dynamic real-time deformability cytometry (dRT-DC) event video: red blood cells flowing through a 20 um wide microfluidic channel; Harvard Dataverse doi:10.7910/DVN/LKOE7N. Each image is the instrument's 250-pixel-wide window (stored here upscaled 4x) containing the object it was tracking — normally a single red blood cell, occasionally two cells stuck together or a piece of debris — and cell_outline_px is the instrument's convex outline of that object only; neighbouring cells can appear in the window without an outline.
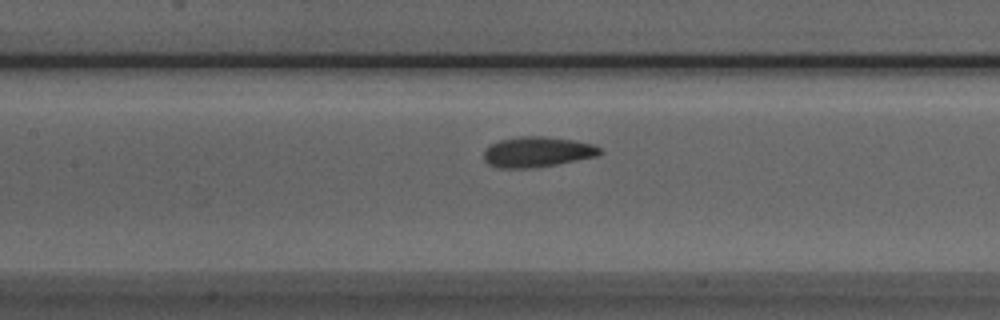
{"species": "Egyptian fruit bat (a non-hibernating species)", "species_latin": "Rousettus aegyptiacus", "temperature_condition": "room temperature", "stored_images_in_passage": 36, "camera_frame_rate_fps": 3000, "um_per_image_px": 0.085, "animal": {"sex": "male"}, "frame": {"image": 1, "passage_image": 8, "time_ms": 2.333, "image_size_px": [1000, 320], "cell_outline_px": [[604, 152], [596, 156], [556, 164], [532, 168], [500, 168], [488, 164], [484, 160], [484, 148], [500, 140], [520, 136], [540, 136], [572, 140], [592, 144], [600, 148]], "centroid_in_image_um": [45.64, 12.92], "position_along_channel_um": 161.8, "area_um2": 20.4}}
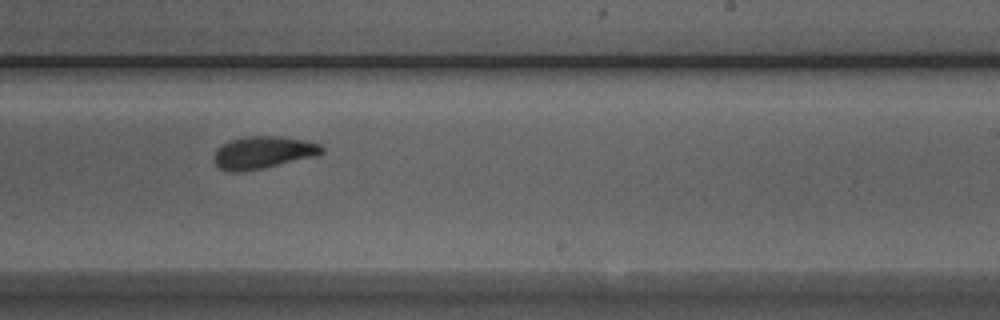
{"frame": {"image": 2, "passage_image": 16, "time_ms": 5.0, "image_size_px": [1000, 320], "cell_outline_px": [[324, 152], [316, 156], [264, 168], [240, 172], [228, 172], [220, 168], [212, 160], [212, 156], [216, 148], [220, 144], [228, 140], [244, 136], [280, 136], [304, 140], [320, 144], [324, 148]], "centroid_in_image_um": [22.3, 12.96], "position_along_channel_um": 266.7, "area_um2": 20.75}}
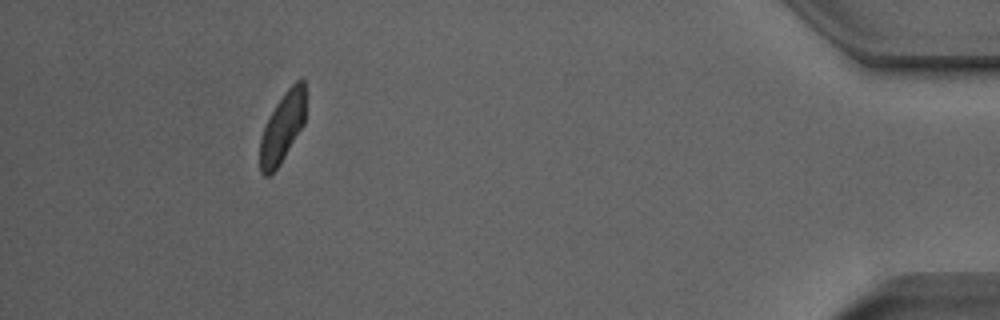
{"frame": {"image": 3, "passage_image": 32, "time_ms": 10.333, "image_size_px": [1000, 320], "cell_outline_px": [[304, 124], [280, 164], [268, 176], [264, 176], [260, 172], [260, 140], [264, 128], [276, 104], [288, 88], [300, 76], [304, 80]], "centroid_in_image_um": [24.0, 10.84], "position_along_channel_um": 411.2, "area_um2": 18.21}, "authors_computed_cell_mechanics": {"area_um2": 20.4034, "velocity_mm_per_s": 3.9489, "shape_relaxation_time_tau1_ms": 3.8849, "shape_relaxation_time_tau2_ms": 2.6911, "deformation_change_tau1": 0.107, "deformation_change_tau2": 0.0688}}